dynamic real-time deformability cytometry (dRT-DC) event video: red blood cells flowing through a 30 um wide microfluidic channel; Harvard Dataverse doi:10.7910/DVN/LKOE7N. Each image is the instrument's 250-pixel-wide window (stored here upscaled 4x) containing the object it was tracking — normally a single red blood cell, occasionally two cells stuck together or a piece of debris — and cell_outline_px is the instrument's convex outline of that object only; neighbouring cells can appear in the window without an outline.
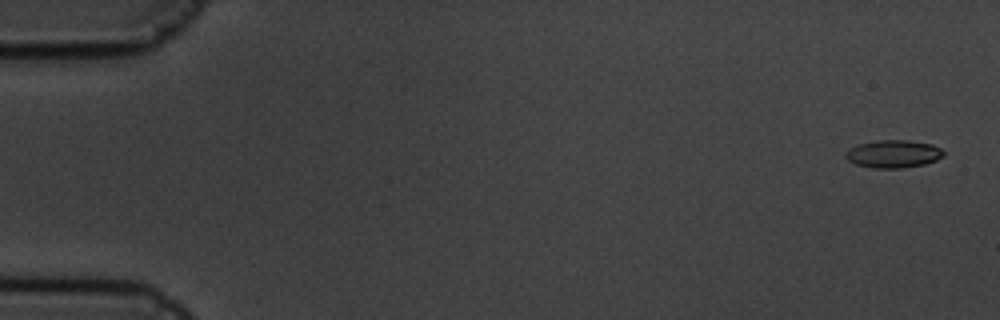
{"species": "common noctule bat (a hibernating species)", "species_latin": "Nyctalus noctula", "temperature_condition": "cold", "stored_images_in_passage": 5, "camera_frame_rate_fps": 3000, "um_per_image_px": 0.085, "animal": {"sex": "male", "body_mass_g": 19.5, "forearm_length_mm": 54.6}, "frame": {"image": 1, "passage_image": 1, "time_ms": 0.0, "image_size_px": [1000, 320], "cell_outline_px": [[944, 156], [936, 160], [924, 164], [900, 168], [872, 168], [856, 164], [848, 160], [844, 156], [852, 148], [860, 144], [876, 140], [908, 140], [932, 144], [940, 148], [944, 152]], "centroid_in_image_um": [75.97, 13.08], "position_along_channel_um": 9.0, "area_um2": 15.66}}
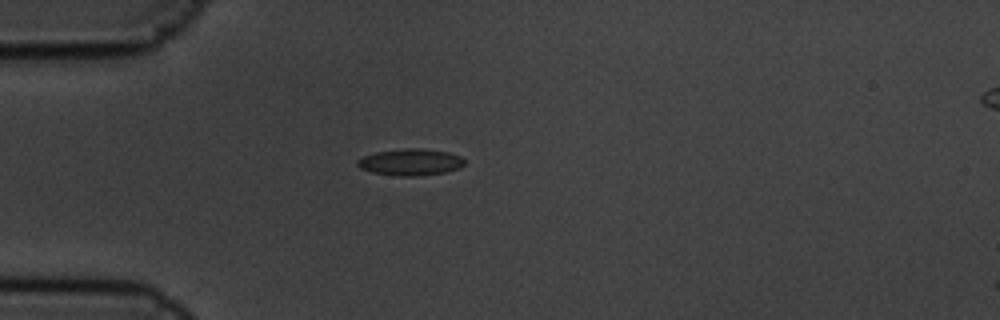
{"frame": {"image": 2, "passage_image": 5, "time_ms": 1.333, "image_size_px": [1000, 320], "cell_outline_px": [[464, 164], [460, 168], [444, 172], [420, 176], [392, 176], [372, 172], [360, 168], [356, 164], [356, 160], [364, 156], [376, 152], [404, 148], [424, 148], [448, 152], [460, 156], [464, 160]], "centroid_in_image_um": [34.88, 13.78], "position_along_channel_um": 50.1, "area_um2": 16.76}}